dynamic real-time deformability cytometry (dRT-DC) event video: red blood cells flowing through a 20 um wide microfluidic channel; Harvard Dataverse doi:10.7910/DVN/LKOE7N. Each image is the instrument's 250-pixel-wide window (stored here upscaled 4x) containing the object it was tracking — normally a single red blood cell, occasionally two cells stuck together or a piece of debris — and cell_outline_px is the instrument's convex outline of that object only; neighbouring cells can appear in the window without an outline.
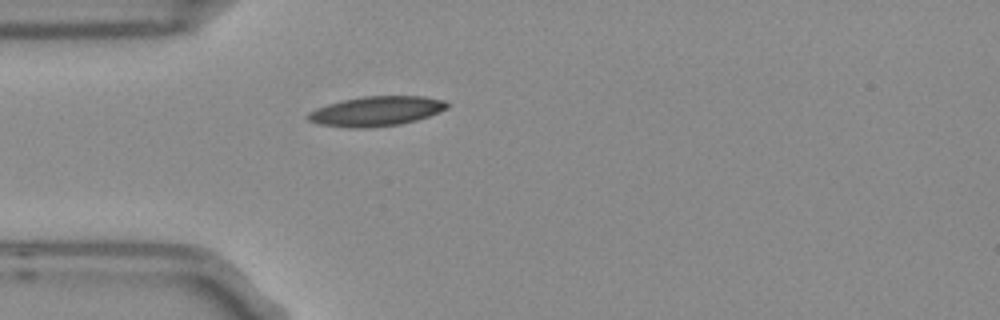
{"species": "Egyptian fruit bat (a non-hibernating species)", "species_latin": "Rousettus aegyptiacus", "temperature_condition": "room temperature", "stored_images_in_passage": 1, "camera_frame_rate_fps": 3000, "um_per_image_px": 0.085, "frame": {"image": 1, "passage_image": 1, "time_ms": 0.0, "image_size_px": [1000, 320], "cell_outline_px": [[448, 108], [428, 116], [416, 120], [400, 124], [368, 128], [352, 128], [320, 124], [308, 120], [304, 116], [308, 112], [316, 108], [328, 104], [344, 100], [364, 96], [424, 96], [444, 100], [448, 104]], "centroid_in_image_um": [31.96, 9.45], "position_along_channel_um": 53.0, "area_um2": 24.04}}